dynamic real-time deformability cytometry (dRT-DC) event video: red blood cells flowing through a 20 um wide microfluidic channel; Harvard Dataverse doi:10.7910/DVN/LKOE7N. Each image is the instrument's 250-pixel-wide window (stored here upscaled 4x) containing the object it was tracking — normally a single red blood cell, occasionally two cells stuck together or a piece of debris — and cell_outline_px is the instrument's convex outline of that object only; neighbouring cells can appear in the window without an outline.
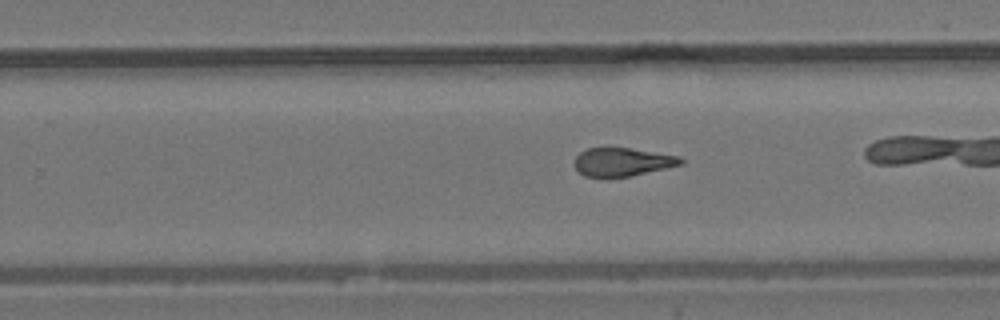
{"species": "common noctule bat (a hibernating species)", "species_latin": "Nyctalus noctula", "temperature_condition": "room temperature", "stored_images_in_passage": 30, "camera_frame_rate_fps": 3000, "um_per_image_px": 0.085, "animal": {"sex": "male", "body_mass_g": 19.2, "forearm_length_mm": 51.8}, "frame": {"image": 1, "passage_image": 22, "time_ms": 7.0, "image_size_px": [1000, 320], "cell_outline_px": [[684, 164], [632, 176], [608, 180], [584, 176], [572, 164], [576, 156], [580, 152], [588, 148], [604, 144], [608, 144], [680, 156], [684, 160]], "centroid_in_image_um": [52.84, 13.75], "position_along_channel_um": 277.0, "area_um2": 18.96}}